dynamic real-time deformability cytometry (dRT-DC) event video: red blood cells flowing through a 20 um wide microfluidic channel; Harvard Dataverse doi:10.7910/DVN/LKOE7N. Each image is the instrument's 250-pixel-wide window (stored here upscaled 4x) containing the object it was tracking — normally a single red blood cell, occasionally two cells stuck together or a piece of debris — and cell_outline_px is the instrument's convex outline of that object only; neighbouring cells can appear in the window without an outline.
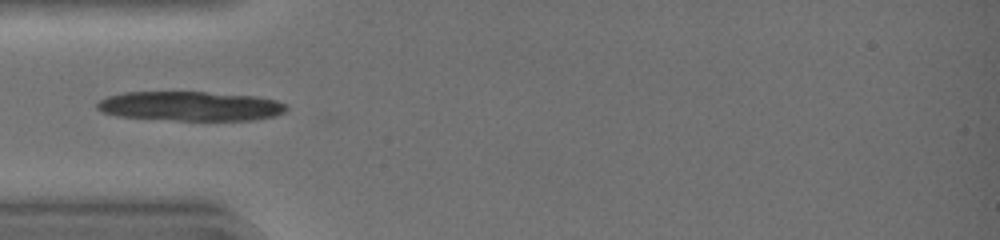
{"species": "common noctule bat (a hibernating species)", "species_latin": "Nyctalus noctula", "temperature_condition": "warm", "stored_images_in_passage": 22, "camera_frame_rate_fps": 3000, "um_per_image_px": 0.085, "animal": {"sex": "female", "body_mass_g": 19.0, "forearm_length_mm": 51.5}, "frame": {"image": 1, "passage_image": 1, "time_ms": 0.0, "image_size_px": [1000, 240], "cell_outline_px": [[288, 108], [284, 112], [272, 116], [252, 120], [172, 120], [120, 116], [104, 112], [96, 108], [96, 104], [100, 100], [108, 96], [124, 92], [204, 92], [260, 96], [276, 100], [284, 104]], "centroid_in_image_um": [16.19, 9.01], "position_along_channel_um": 68.8, "area_um2": 32.37}}
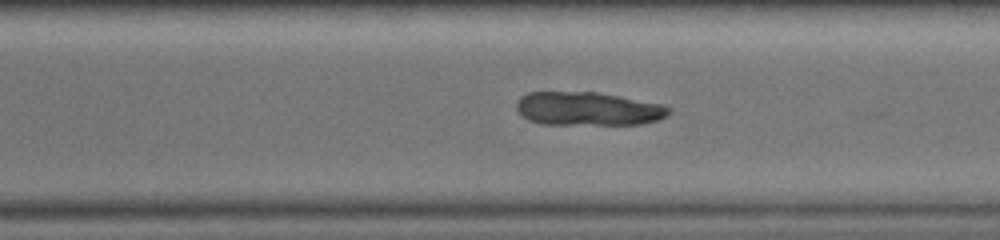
{"frame": {"image": 2, "passage_image": 18, "time_ms": 5.667, "image_size_px": [1000, 240], "cell_outline_px": [[672, 112], [668, 116], [660, 120], [640, 124], [540, 124], [528, 120], [516, 108], [516, 100], [520, 96], [528, 92], [596, 92], [620, 96], [664, 104], [672, 108]], "centroid_in_image_um": [50.02, 9.24], "position_along_channel_um": 320.6, "area_um2": 30.11}}
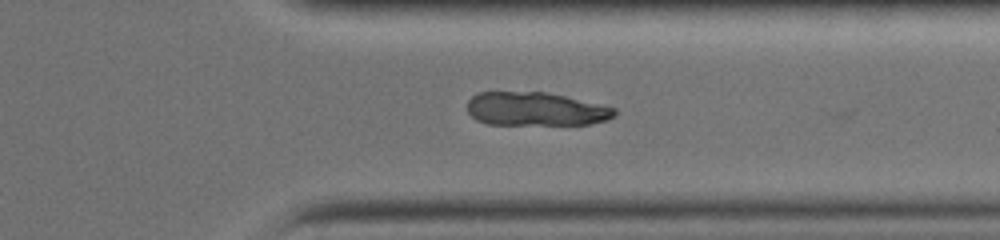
{"frame": {"image": 3, "passage_image": 21, "time_ms": 6.667, "image_size_px": [1000, 240], "cell_outline_px": [[616, 116], [608, 120], [588, 124], [488, 124], [476, 120], [468, 112], [468, 100], [472, 96], [480, 92], [544, 92], [564, 96], [600, 104], [616, 108]], "centroid_in_image_um": [45.54, 9.27], "position_along_channel_um": 365.9, "area_um2": 28.67}}